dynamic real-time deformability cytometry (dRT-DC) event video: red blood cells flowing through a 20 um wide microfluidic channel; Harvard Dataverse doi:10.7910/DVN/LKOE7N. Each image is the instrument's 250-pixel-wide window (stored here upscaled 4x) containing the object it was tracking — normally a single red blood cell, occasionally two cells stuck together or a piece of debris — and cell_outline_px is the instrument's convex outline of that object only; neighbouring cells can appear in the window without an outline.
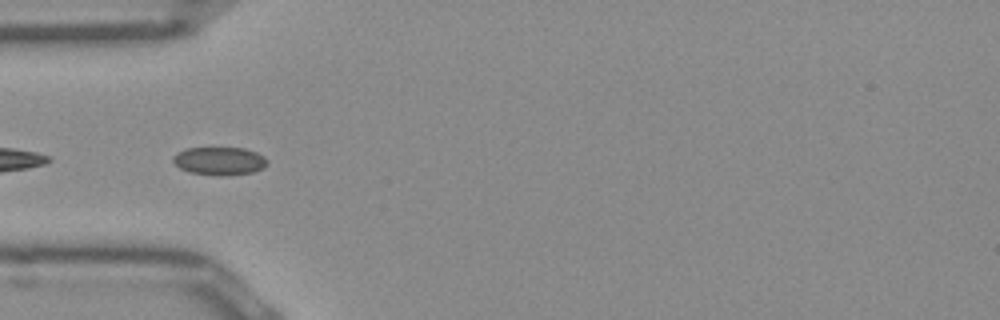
{"species": "Egyptian fruit bat (a non-hibernating species)", "species_latin": "Rousettus aegyptiacus", "temperature_condition": "room temperature", "stored_images_in_passage": 9, "segment_of_instrument_passage": [2, 2], "camera_frame_rate_fps": 3000, "um_per_image_px": 0.085, "frame": {"image": 1, "passage_image": 6, "time_ms": 1.667, "image_size_px": [1000, 320], "cell_outline_px": [[268, 164], [264, 168], [252, 172], [220, 176], [216, 176], [188, 172], [180, 168], [172, 160], [172, 156], [176, 152], [188, 148], [244, 148], [256, 152], [264, 156], [268, 160]], "centroid_in_image_um": [18.65, 13.68], "position_along_channel_um": 66.3, "area_um2": 15.55}}